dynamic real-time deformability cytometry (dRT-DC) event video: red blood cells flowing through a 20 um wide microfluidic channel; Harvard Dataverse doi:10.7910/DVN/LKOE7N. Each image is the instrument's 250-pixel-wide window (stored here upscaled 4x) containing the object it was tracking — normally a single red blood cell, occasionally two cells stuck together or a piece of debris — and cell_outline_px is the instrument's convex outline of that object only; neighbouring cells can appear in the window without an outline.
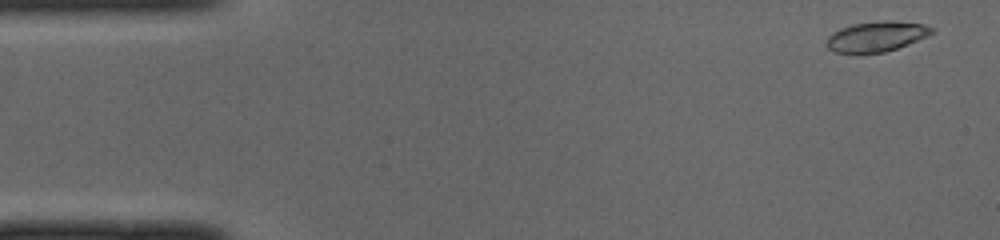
{"species": "common noctule bat (a hibernating species)", "species_latin": "Nyctalus noctula", "temperature_condition": "cold", "stored_images_in_passage": 49, "camera_frame_rate_fps": 3000, "um_per_image_px": 0.085, "animal": {"sex": "male", "body_mass_g": 19.0, "forearm_length_mm": 50.8}, "frame": {"image": 1, "passage_image": 2, "time_ms": 0.333, "image_size_px": [1000, 240], "cell_outline_px": [[936, 32], [928, 36], [908, 44], [884, 52], [836, 52], [828, 48], [824, 44], [828, 36], [832, 32], [840, 28], [852, 24], [884, 20], [892, 20], [924, 24], [936, 28]], "centroid_in_image_um": [74.53, 3.07], "position_along_channel_um": 10.5, "area_um2": 18.61}}
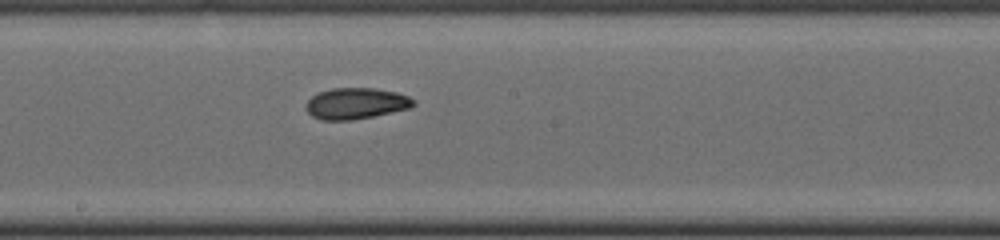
{"frame": {"image": 2, "passage_image": 26, "time_ms": 8.333, "image_size_px": [1000, 240], "cell_outline_px": [[416, 104], [412, 108], [352, 120], [320, 120], [312, 116], [308, 112], [308, 100], [312, 96], [320, 92], [332, 88], [376, 88], [396, 92], [408, 96], [416, 100]], "centroid_in_image_um": [30.31, 8.79], "position_along_channel_um": 217.9, "area_um2": 19.48}}
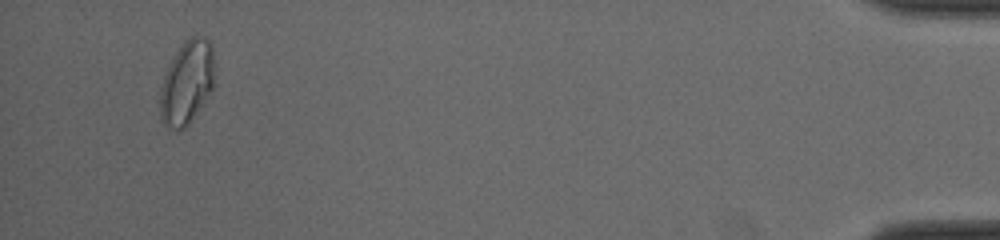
{"frame": {"image": 3, "passage_image": 47, "time_ms": 15.333, "image_size_px": [1000, 240], "cell_outline_px": [[212, 88], [208, 96], [188, 124], [184, 128], [168, 128], [160, 116], [160, 92], [164, 76], [168, 64], [184, 40], [196, 32], [204, 36], [212, 44]], "centroid_in_image_um": [15.87, 6.95], "position_along_channel_um": 419.3, "area_um2": 26.18}, "authors_computed_cell_mechanics": {"area_um2": 19.7676, "velocity_mm_per_s": 4.0127, "shape_relaxation_time_tau1_ms": null, "shape_relaxation_time_tau2_ms": 3.1399, "deformation_change_tau1": null, "deformation_change_tau2": 0.0768}}